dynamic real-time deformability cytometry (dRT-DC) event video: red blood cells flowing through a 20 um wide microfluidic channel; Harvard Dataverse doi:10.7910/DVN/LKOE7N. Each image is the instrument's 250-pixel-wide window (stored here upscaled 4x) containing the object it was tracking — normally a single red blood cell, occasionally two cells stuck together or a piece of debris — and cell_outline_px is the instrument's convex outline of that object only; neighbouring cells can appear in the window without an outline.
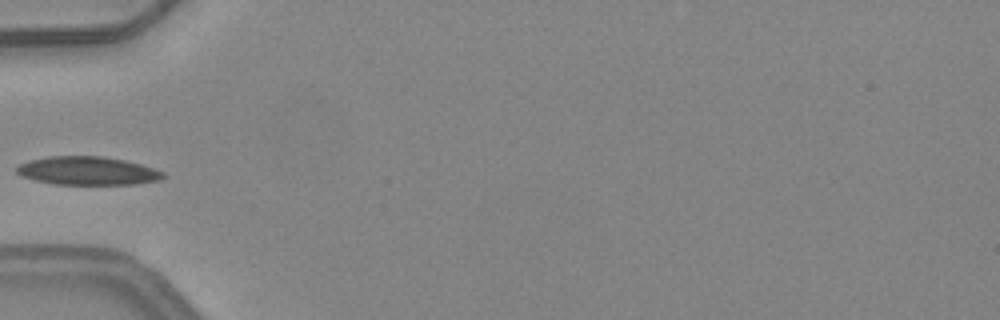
{"species": "common noctule bat (a hibernating species)", "species_latin": "Nyctalus noctula", "temperature_condition": "warm", "stored_images_in_passage": 4, "camera_frame_rate_fps": 3000, "um_per_image_px": 0.085, "animal": {"sex": "female", "body_mass_g": 24.6, "forearm_length_mm": 56.2}, "frame": {"image": 1, "passage_image": 3, "time_ms": 0.667, "image_size_px": [1000, 320], "cell_outline_px": [[164, 176], [160, 180], [136, 184], [52, 184], [20, 176], [16, 172], [16, 168], [20, 164], [28, 160], [48, 156], [104, 156], [124, 160], [140, 164], [164, 172]], "centroid_in_image_um": [7.41, 14.51], "position_along_channel_um": 77.6, "area_um2": 24.22}}